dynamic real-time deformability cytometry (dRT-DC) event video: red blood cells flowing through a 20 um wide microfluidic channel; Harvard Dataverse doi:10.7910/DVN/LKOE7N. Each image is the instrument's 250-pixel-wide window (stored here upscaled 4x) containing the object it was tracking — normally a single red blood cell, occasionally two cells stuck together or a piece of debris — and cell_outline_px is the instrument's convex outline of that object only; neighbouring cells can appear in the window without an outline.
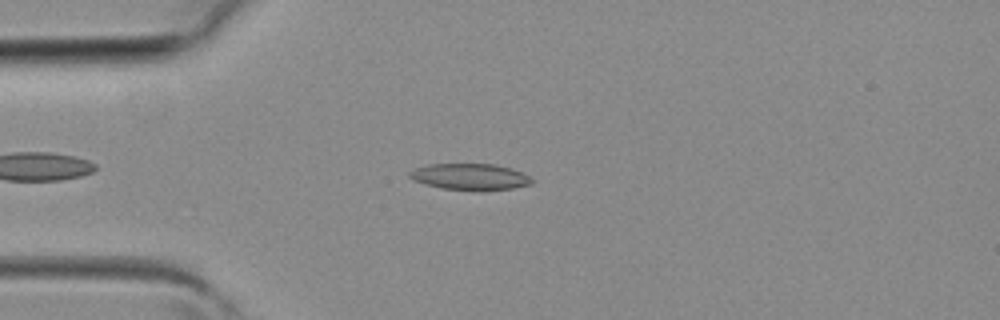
{"species": "common noctule bat (a hibernating species)", "species_latin": "Nyctalus noctula", "temperature_condition": "room temperature", "stored_images_in_passage": 3, "camera_frame_rate_fps": 3000, "um_per_image_px": 0.085, "animal": {"sex": "female", "body_mass_g": 19.3, "forearm_length_mm": 54.1}, "frame": {"image": 1, "passage_image": 3, "time_ms": 0.667, "image_size_px": [1000, 320], "cell_outline_px": [[532, 184], [512, 188], [480, 192], [440, 188], [412, 180], [408, 176], [408, 172], [416, 168], [428, 164], [496, 164], [520, 172], [528, 176], [532, 180]], "centroid_in_image_um": [39.92, 15.04], "position_along_channel_um": 45.1, "area_um2": 18.96}}